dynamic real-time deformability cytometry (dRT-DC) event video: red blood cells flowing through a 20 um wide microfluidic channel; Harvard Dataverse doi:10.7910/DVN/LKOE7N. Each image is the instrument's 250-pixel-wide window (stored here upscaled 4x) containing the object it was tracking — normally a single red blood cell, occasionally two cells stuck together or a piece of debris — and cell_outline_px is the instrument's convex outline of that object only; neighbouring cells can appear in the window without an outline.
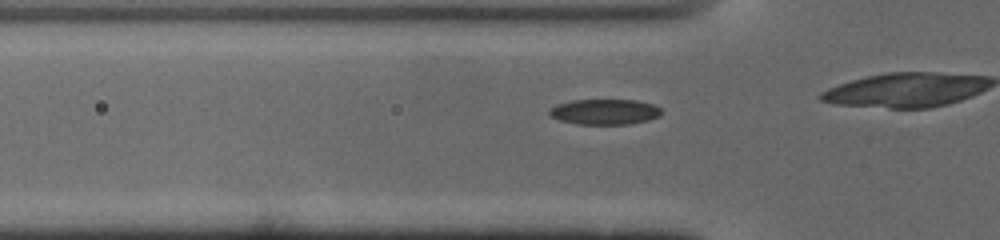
{"species": "common noctule bat (a hibernating species)", "species_latin": "Nyctalus noctula", "temperature_condition": "cold", "stored_images_in_passage": 26, "camera_frame_rate_fps": 3000, "um_per_image_px": 0.085, "animal": {"sex": "male", "body_mass_g": 19.0, "forearm_length_mm": 50.8}, "frame": {"image": 1, "passage_image": 3, "time_ms": 0.667, "image_size_px": [1000, 240], "cell_outline_px": [[664, 112], [660, 116], [648, 120], [632, 124], [580, 124], [560, 120], [552, 116], [548, 112], [548, 108], [556, 104], [572, 100], [636, 100], [652, 104], [660, 108]], "centroid_in_image_um": [51.41, 9.5], "position_along_channel_um": 74.4, "area_um2": 16.7}}
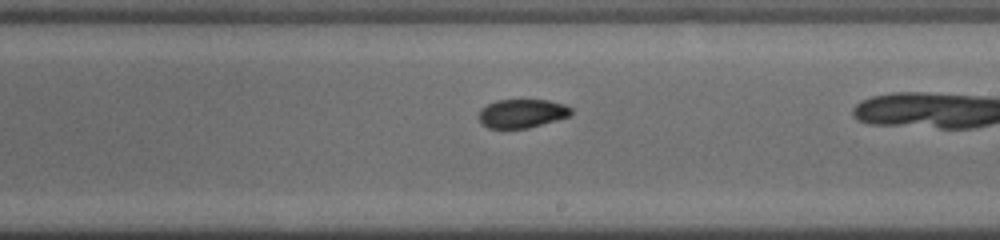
{"frame": {"image": 2, "passage_image": 16, "time_ms": 5.0, "image_size_px": [1000, 240], "cell_outline_px": [[572, 112], [568, 116], [528, 128], [488, 128], [480, 120], [480, 108], [496, 100], [548, 100], [564, 104], [572, 108]], "centroid_in_image_um": [44.37, 9.63], "position_along_channel_um": 244.6, "area_um2": 15.2}}
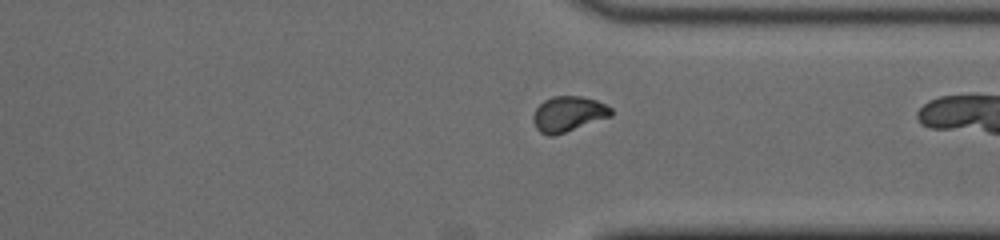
{"frame": {"image": 3, "passage_image": 25, "time_ms": 8.0, "image_size_px": [1000, 240], "cell_outline_px": [[612, 116], [552, 136], [548, 136], [540, 132], [536, 128], [532, 120], [532, 116], [536, 108], [544, 100], [552, 96], [580, 96], [596, 100], [612, 108]], "centroid_in_image_um": [48.28, 9.68], "position_along_channel_um": 363.1, "area_um2": 15.95}}